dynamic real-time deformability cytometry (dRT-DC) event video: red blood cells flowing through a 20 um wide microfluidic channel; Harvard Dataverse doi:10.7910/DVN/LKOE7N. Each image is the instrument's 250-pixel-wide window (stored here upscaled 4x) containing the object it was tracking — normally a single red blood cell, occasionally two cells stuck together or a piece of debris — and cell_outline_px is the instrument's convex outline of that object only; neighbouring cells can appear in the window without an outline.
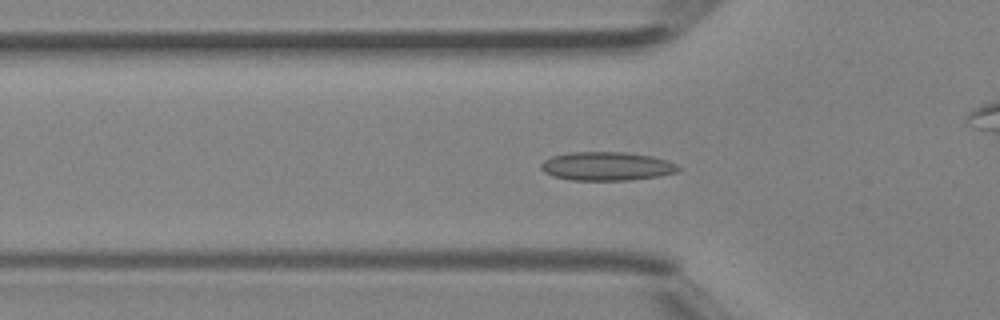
{"species": "Egyptian fruit bat (a non-hibernating species)", "species_latin": "Rousettus aegyptiacus", "temperature_condition": "room temperature", "stored_images_in_passage": 39, "segment_of_instrument_passage": [1, 2], "camera_frame_rate_fps": 3000, "um_per_image_px": 0.085, "animal": {"sex": "female"}, "frame": {"image": 1, "passage_image": 10, "time_ms": 3.0, "image_size_px": [1000, 320], "cell_outline_px": [[680, 168], [676, 172], [656, 176], [628, 180], [572, 180], [552, 176], [544, 172], [540, 168], [540, 164], [544, 160], [552, 156], [568, 152], [624, 152], [652, 156], [668, 160], [676, 164]], "centroid_in_image_um": [51.53, 14.12], "position_along_channel_um": 74.3, "area_um2": 22.89}}
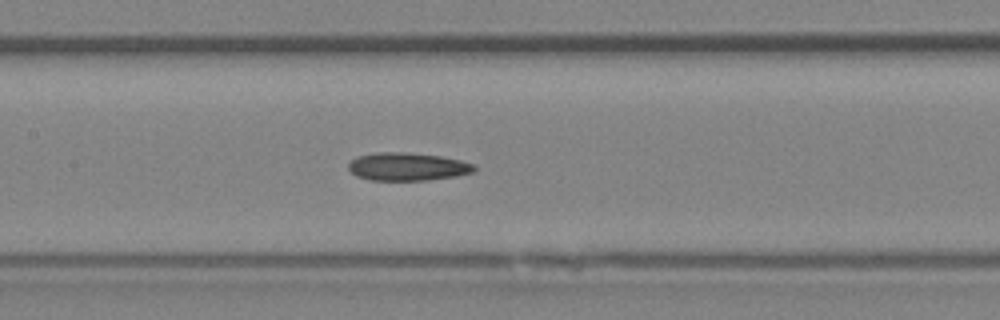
{"frame": {"image": 2, "passage_image": 16, "time_ms": 5.0, "image_size_px": [1000, 320], "cell_outline_px": [[476, 168], [472, 172], [456, 176], [428, 180], [372, 180], [356, 176], [348, 168], [348, 164], [352, 160], [360, 156], [380, 152], [404, 152], [440, 156], [460, 160], [472, 164]], "centroid_in_image_um": [34.63, 14.17], "position_along_channel_um": 172.8, "area_um2": 20.23}}
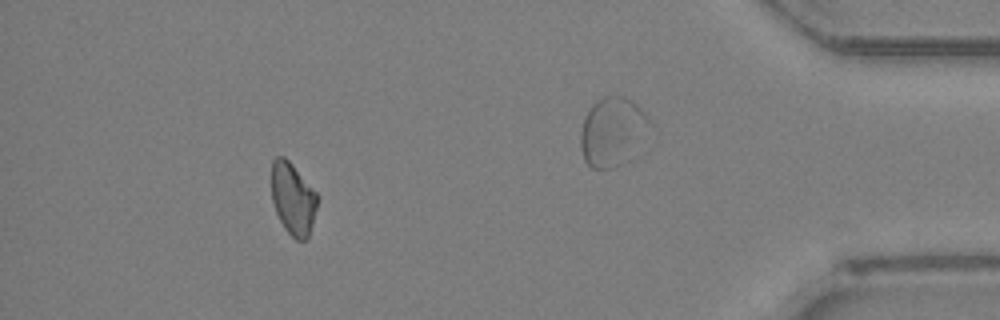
{"frame": {"image": 3, "passage_image": 34, "time_ms": 11.0, "image_size_px": [1000, 320], "cell_outline_px": [[320, 196], [312, 224], [308, 236], [304, 240], [296, 240], [284, 228], [276, 212], [272, 200], [272, 160], [276, 156], [284, 156], [292, 164]], "centroid_in_image_um": [24.91, 16.87], "position_along_channel_um": 410.3, "area_um2": 19.25}}